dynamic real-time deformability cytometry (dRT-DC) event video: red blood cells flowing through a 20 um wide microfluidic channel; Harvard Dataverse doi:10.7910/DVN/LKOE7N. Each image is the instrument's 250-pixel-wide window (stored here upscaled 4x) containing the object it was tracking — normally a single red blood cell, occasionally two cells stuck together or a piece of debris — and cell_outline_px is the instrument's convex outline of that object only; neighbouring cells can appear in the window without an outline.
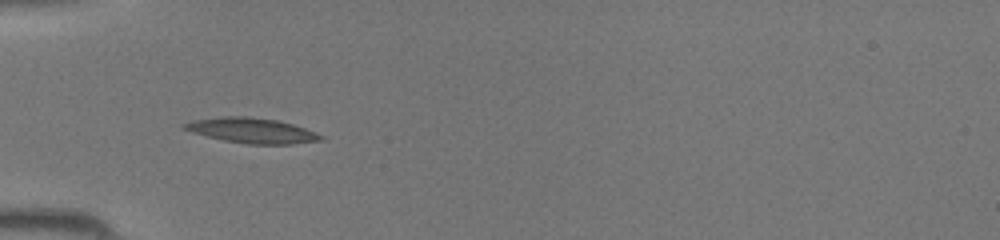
{"species": "common noctule bat (a hibernating species)", "species_latin": "Nyctalus noctula", "temperature_condition": "room temperature", "stored_images_in_passage": 33, "camera_frame_rate_fps": 3000, "um_per_image_px": 0.085, "animal": {"sex": "female", "body_mass_g": 19.5, "forearm_length_mm": 54.1}, "frame": {"image": 1, "passage_image": 3, "time_ms": 0.667, "image_size_px": [1000, 240], "cell_outline_px": [[324, 136], [320, 140], [292, 144], [248, 144], [224, 140], [208, 136], [184, 128], [180, 124], [196, 120], [224, 116], [248, 116], [276, 120], [292, 124], [304, 128]], "centroid_in_image_um": [21.43, 11.09], "position_along_channel_um": 63.6, "area_um2": 19.54}}
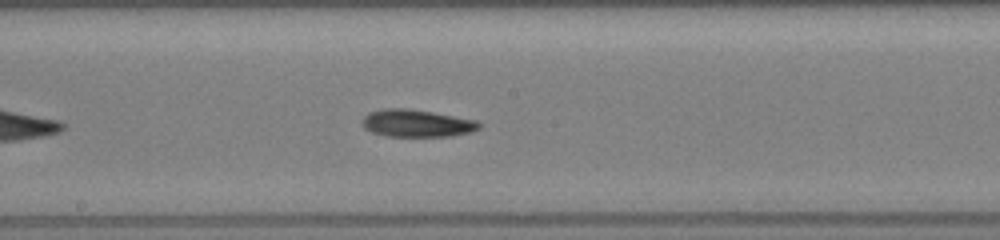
{"frame": {"image": 2, "passage_image": 13, "time_ms": 4.0, "image_size_px": [1000, 240], "cell_outline_px": [[480, 128], [472, 132], [452, 136], [388, 136], [372, 132], [364, 128], [364, 116], [368, 112], [384, 108], [408, 108], [432, 112], [476, 120], [480, 124]], "centroid_in_image_um": [35.43, 10.47], "position_along_channel_um": 212.8, "area_um2": 18.55}}
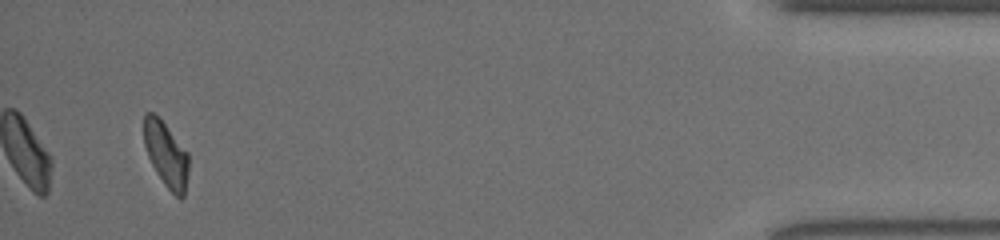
{"frame": {"image": 3, "passage_image": 31, "time_ms": 10.0, "image_size_px": [1000, 240], "cell_outline_px": [[188, 172], [184, 196], [180, 200], [164, 184], [156, 172], [148, 156], [144, 144], [144, 112], [152, 112], [164, 124], [188, 152]], "centroid_in_image_um": [14.12, 13.15], "position_along_channel_um": 421.1, "area_um2": 16.7}}